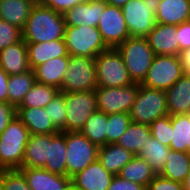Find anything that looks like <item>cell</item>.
Segmentation results:
<instances>
[{
  "label": "cell",
  "instance_id": "8d00e7d4",
  "mask_svg": "<svg viewBox=\"0 0 190 190\" xmlns=\"http://www.w3.org/2000/svg\"><path fill=\"white\" fill-rule=\"evenodd\" d=\"M65 108L64 92H59L45 107V111L48 112L51 122L61 132H65Z\"/></svg>",
  "mask_w": 190,
  "mask_h": 190
},
{
  "label": "cell",
  "instance_id": "ee69618b",
  "mask_svg": "<svg viewBox=\"0 0 190 190\" xmlns=\"http://www.w3.org/2000/svg\"><path fill=\"white\" fill-rule=\"evenodd\" d=\"M16 116V108L9 103L0 102V134L7 128L9 122Z\"/></svg>",
  "mask_w": 190,
  "mask_h": 190
},
{
  "label": "cell",
  "instance_id": "4fadbf2b",
  "mask_svg": "<svg viewBox=\"0 0 190 190\" xmlns=\"http://www.w3.org/2000/svg\"><path fill=\"white\" fill-rule=\"evenodd\" d=\"M97 28L108 48H117L130 37L122 9L106 5Z\"/></svg>",
  "mask_w": 190,
  "mask_h": 190
},
{
  "label": "cell",
  "instance_id": "e575fe53",
  "mask_svg": "<svg viewBox=\"0 0 190 190\" xmlns=\"http://www.w3.org/2000/svg\"><path fill=\"white\" fill-rule=\"evenodd\" d=\"M59 92L60 90L52 85L35 82L17 108H45Z\"/></svg>",
  "mask_w": 190,
  "mask_h": 190
},
{
  "label": "cell",
  "instance_id": "f6af8a7d",
  "mask_svg": "<svg viewBox=\"0 0 190 190\" xmlns=\"http://www.w3.org/2000/svg\"><path fill=\"white\" fill-rule=\"evenodd\" d=\"M107 190H146V187L122 179L120 176L116 175L112 179L111 184Z\"/></svg>",
  "mask_w": 190,
  "mask_h": 190
},
{
  "label": "cell",
  "instance_id": "bcb514c9",
  "mask_svg": "<svg viewBox=\"0 0 190 190\" xmlns=\"http://www.w3.org/2000/svg\"><path fill=\"white\" fill-rule=\"evenodd\" d=\"M8 79L9 75L0 68V102L8 103Z\"/></svg>",
  "mask_w": 190,
  "mask_h": 190
},
{
  "label": "cell",
  "instance_id": "ab89813d",
  "mask_svg": "<svg viewBox=\"0 0 190 190\" xmlns=\"http://www.w3.org/2000/svg\"><path fill=\"white\" fill-rule=\"evenodd\" d=\"M21 38V29L0 19V50L18 42Z\"/></svg>",
  "mask_w": 190,
  "mask_h": 190
},
{
  "label": "cell",
  "instance_id": "c3c4849f",
  "mask_svg": "<svg viewBox=\"0 0 190 190\" xmlns=\"http://www.w3.org/2000/svg\"><path fill=\"white\" fill-rule=\"evenodd\" d=\"M108 5L122 8L129 0H104Z\"/></svg>",
  "mask_w": 190,
  "mask_h": 190
},
{
  "label": "cell",
  "instance_id": "74e56055",
  "mask_svg": "<svg viewBox=\"0 0 190 190\" xmlns=\"http://www.w3.org/2000/svg\"><path fill=\"white\" fill-rule=\"evenodd\" d=\"M151 136L157 139L165 146H170L172 140V123L171 115L167 114L163 117L156 119L150 125Z\"/></svg>",
  "mask_w": 190,
  "mask_h": 190
},
{
  "label": "cell",
  "instance_id": "5b68a950",
  "mask_svg": "<svg viewBox=\"0 0 190 190\" xmlns=\"http://www.w3.org/2000/svg\"><path fill=\"white\" fill-rule=\"evenodd\" d=\"M131 122L150 125L168 113L166 91L139 84L136 100L129 112Z\"/></svg>",
  "mask_w": 190,
  "mask_h": 190
},
{
  "label": "cell",
  "instance_id": "f907efd6",
  "mask_svg": "<svg viewBox=\"0 0 190 190\" xmlns=\"http://www.w3.org/2000/svg\"><path fill=\"white\" fill-rule=\"evenodd\" d=\"M66 190H81L77 186H75L72 182L67 186Z\"/></svg>",
  "mask_w": 190,
  "mask_h": 190
},
{
  "label": "cell",
  "instance_id": "83f0119b",
  "mask_svg": "<svg viewBox=\"0 0 190 190\" xmlns=\"http://www.w3.org/2000/svg\"><path fill=\"white\" fill-rule=\"evenodd\" d=\"M156 173L150 167V164L143 158L135 155L120 171L122 179L148 187L150 181Z\"/></svg>",
  "mask_w": 190,
  "mask_h": 190
},
{
  "label": "cell",
  "instance_id": "cb8c5ba5",
  "mask_svg": "<svg viewBox=\"0 0 190 190\" xmlns=\"http://www.w3.org/2000/svg\"><path fill=\"white\" fill-rule=\"evenodd\" d=\"M51 134L30 135L21 167L43 168L48 159Z\"/></svg>",
  "mask_w": 190,
  "mask_h": 190
},
{
  "label": "cell",
  "instance_id": "7bdbcfd3",
  "mask_svg": "<svg viewBox=\"0 0 190 190\" xmlns=\"http://www.w3.org/2000/svg\"><path fill=\"white\" fill-rule=\"evenodd\" d=\"M177 42L180 45V52L190 47V21L176 26Z\"/></svg>",
  "mask_w": 190,
  "mask_h": 190
},
{
  "label": "cell",
  "instance_id": "3957f363",
  "mask_svg": "<svg viewBox=\"0 0 190 190\" xmlns=\"http://www.w3.org/2000/svg\"><path fill=\"white\" fill-rule=\"evenodd\" d=\"M117 50L123 57L132 81L141 84L155 57L147 38L129 37L117 47Z\"/></svg>",
  "mask_w": 190,
  "mask_h": 190
},
{
  "label": "cell",
  "instance_id": "836d02e7",
  "mask_svg": "<svg viewBox=\"0 0 190 190\" xmlns=\"http://www.w3.org/2000/svg\"><path fill=\"white\" fill-rule=\"evenodd\" d=\"M80 132L99 147L106 145L107 114L97 110L88 118Z\"/></svg>",
  "mask_w": 190,
  "mask_h": 190
},
{
  "label": "cell",
  "instance_id": "f35d334b",
  "mask_svg": "<svg viewBox=\"0 0 190 190\" xmlns=\"http://www.w3.org/2000/svg\"><path fill=\"white\" fill-rule=\"evenodd\" d=\"M0 183L5 190H31L19 169L0 170Z\"/></svg>",
  "mask_w": 190,
  "mask_h": 190
},
{
  "label": "cell",
  "instance_id": "d6a6232c",
  "mask_svg": "<svg viewBox=\"0 0 190 190\" xmlns=\"http://www.w3.org/2000/svg\"><path fill=\"white\" fill-rule=\"evenodd\" d=\"M172 140L169 148L190 152V114L171 115Z\"/></svg>",
  "mask_w": 190,
  "mask_h": 190
},
{
  "label": "cell",
  "instance_id": "2e32d148",
  "mask_svg": "<svg viewBox=\"0 0 190 190\" xmlns=\"http://www.w3.org/2000/svg\"><path fill=\"white\" fill-rule=\"evenodd\" d=\"M175 34L176 25L156 23L146 38L155 55L179 56L180 45Z\"/></svg>",
  "mask_w": 190,
  "mask_h": 190
},
{
  "label": "cell",
  "instance_id": "d6986e66",
  "mask_svg": "<svg viewBox=\"0 0 190 190\" xmlns=\"http://www.w3.org/2000/svg\"><path fill=\"white\" fill-rule=\"evenodd\" d=\"M0 68L9 76L31 70L28 62L27 45L22 38L0 50Z\"/></svg>",
  "mask_w": 190,
  "mask_h": 190
},
{
  "label": "cell",
  "instance_id": "7402d4cb",
  "mask_svg": "<svg viewBox=\"0 0 190 190\" xmlns=\"http://www.w3.org/2000/svg\"><path fill=\"white\" fill-rule=\"evenodd\" d=\"M169 115L190 114V76L183 74L166 90Z\"/></svg>",
  "mask_w": 190,
  "mask_h": 190
},
{
  "label": "cell",
  "instance_id": "681fc988",
  "mask_svg": "<svg viewBox=\"0 0 190 190\" xmlns=\"http://www.w3.org/2000/svg\"><path fill=\"white\" fill-rule=\"evenodd\" d=\"M183 184V190H190V170L187 173V176L185 177Z\"/></svg>",
  "mask_w": 190,
  "mask_h": 190
},
{
  "label": "cell",
  "instance_id": "8992f818",
  "mask_svg": "<svg viewBox=\"0 0 190 190\" xmlns=\"http://www.w3.org/2000/svg\"><path fill=\"white\" fill-rule=\"evenodd\" d=\"M64 41L69 55L95 58L108 49L100 31L94 26H66Z\"/></svg>",
  "mask_w": 190,
  "mask_h": 190
},
{
  "label": "cell",
  "instance_id": "ffe728a7",
  "mask_svg": "<svg viewBox=\"0 0 190 190\" xmlns=\"http://www.w3.org/2000/svg\"><path fill=\"white\" fill-rule=\"evenodd\" d=\"M26 45L28 62L32 70L49 59L70 56L67 52L64 39L39 43H26Z\"/></svg>",
  "mask_w": 190,
  "mask_h": 190
},
{
  "label": "cell",
  "instance_id": "52a82bcc",
  "mask_svg": "<svg viewBox=\"0 0 190 190\" xmlns=\"http://www.w3.org/2000/svg\"><path fill=\"white\" fill-rule=\"evenodd\" d=\"M97 86L95 58L70 55L60 92L91 91Z\"/></svg>",
  "mask_w": 190,
  "mask_h": 190
},
{
  "label": "cell",
  "instance_id": "8fae6325",
  "mask_svg": "<svg viewBox=\"0 0 190 190\" xmlns=\"http://www.w3.org/2000/svg\"><path fill=\"white\" fill-rule=\"evenodd\" d=\"M121 9L130 37L146 38L157 23L152 0H129Z\"/></svg>",
  "mask_w": 190,
  "mask_h": 190
},
{
  "label": "cell",
  "instance_id": "d4e9b609",
  "mask_svg": "<svg viewBox=\"0 0 190 190\" xmlns=\"http://www.w3.org/2000/svg\"><path fill=\"white\" fill-rule=\"evenodd\" d=\"M37 0H0V19L23 29Z\"/></svg>",
  "mask_w": 190,
  "mask_h": 190
},
{
  "label": "cell",
  "instance_id": "9a60e30c",
  "mask_svg": "<svg viewBox=\"0 0 190 190\" xmlns=\"http://www.w3.org/2000/svg\"><path fill=\"white\" fill-rule=\"evenodd\" d=\"M113 178L97 159L71 177V182L81 190H107Z\"/></svg>",
  "mask_w": 190,
  "mask_h": 190
},
{
  "label": "cell",
  "instance_id": "484cf974",
  "mask_svg": "<svg viewBox=\"0 0 190 190\" xmlns=\"http://www.w3.org/2000/svg\"><path fill=\"white\" fill-rule=\"evenodd\" d=\"M135 155L118 144H106L99 147L98 160L102 166L114 176L119 175L121 169Z\"/></svg>",
  "mask_w": 190,
  "mask_h": 190
},
{
  "label": "cell",
  "instance_id": "9c48e42d",
  "mask_svg": "<svg viewBox=\"0 0 190 190\" xmlns=\"http://www.w3.org/2000/svg\"><path fill=\"white\" fill-rule=\"evenodd\" d=\"M64 102L66 105L65 132L80 131L88 118L98 110L95 89L64 92Z\"/></svg>",
  "mask_w": 190,
  "mask_h": 190
},
{
  "label": "cell",
  "instance_id": "6da1fadb",
  "mask_svg": "<svg viewBox=\"0 0 190 190\" xmlns=\"http://www.w3.org/2000/svg\"><path fill=\"white\" fill-rule=\"evenodd\" d=\"M65 28L66 24L63 14L36 2L24 28L21 30L22 39L26 43L64 39Z\"/></svg>",
  "mask_w": 190,
  "mask_h": 190
},
{
  "label": "cell",
  "instance_id": "ba28073f",
  "mask_svg": "<svg viewBox=\"0 0 190 190\" xmlns=\"http://www.w3.org/2000/svg\"><path fill=\"white\" fill-rule=\"evenodd\" d=\"M66 176L71 178L98 159L99 146L80 131L66 132Z\"/></svg>",
  "mask_w": 190,
  "mask_h": 190
},
{
  "label": "cell",
  "instance_id": "4316f807",
  "mask_svg": "<svg viewBox=\"0 0 190 190\" xmlns=\"http://www.w3.org/2000/svg\"><path fill=\"white\" fill-rule=\"evenodd\" d=\"M66 152V132L51 134L48 159L43 168L57 175H66Z\"/></svg>",
  "mask_w": 190,
  "mask_h": 190
},
{
  "label": "cell",
  "instance_id": "44dd1931",
  "mask_svg": "<svg viewBox=\"0 0 190 190\" xmlns=\"http://www.w3.org/2000/svg\"><path fill=\"white\" fill-rule=\"evenodd\" d=\"M16 116L32 135L56 134L59 130L51 122L45 108H16Z\"/></svg>",
  "mask_w": 190,
  "mask_h": 190
},
{
  "label": "cell",
  "instance_id": "b9f144b4",
  "mask_svg": "<svg viewBox=\"0 0 190 190\" xmlns=\"http://www.w3.org/2000/svg\"><path fill=\"white\" fill-rule=\"evenodd\" d=\"M86 0H37V2L45 7L52 8L54 11L64 14L69 9L73 8Z\"/></svg>",
  "mask_w": 190,
  "mask_h": 190
},
{
  "label": "cell",
  "instance_id": "d590c367",
  "mask_svg": "<svg viewBox=\"0 0 190 190\" xmlns=\"http://www.w3.org/2000/svg\"><path fill=\"white\" fill-rule=\"evenodd\" d=\"M131 123L129 113H114L107 115V144H115Z\"/></svg>",
  "mask_w": 190,
  "mask_h": 190
},
{
  "label": "cell",
  "instance_id": "277c9868",
  "mask_svg": "<svg viewBox=\"0 0 190 190\" xmlns=\"http://www.w3.org/2000/svg\"><path fill=\"white\" fill-rule=\"evenodd\" d=\"M95 66L98 86L123 87L134 83L117 48H108L98 54Z\"/></svg>",
  "mask_w": 190,
  "mask_h": 190
},
{
  "label": "cell",
  "instance_id": "f546056e",
  "mask_svg": "<svg viewBox=\"0 0 190 190\" xmlns=\"http://www.w3.org/2000/svg\"><path fill=\"white\" fill-rule=\"evenodd\" d=\"M35 82V73L32 69L21 74L10 75L7 87L8 103L17 108Z\"/></svg>",
  "mask_w": 190,
  "mask_h": 190
},
{
  "label": "cell",
  "instance_id": "1f68e13d",
  "mask_svg": "<svg viewBox=\"0 0 190 190\" xmlns=\"http://www.w3.org/2000/svg\"><path fill=\"white\" fill-rule=\"evenodd\" d=\"M150 136L149 125L131 122L116 144L127 149L134 155H138Z\"/></svg>",
  "mask_w": 190,
  "mask_h": 190
},
{
  "label": "cell",
  "instance_id": "4dcf8cb0",
  "mask_svg": "<svg viewBox=\"0 0 190 190\" xmlns=\"http://www.w3.org/2000/svg\"><path fill=\"white\" fill-rule=\"evenodd\" d=\"M169 151L170 148L168 146L163 145L153 136H150L137 156L145 159L153 171L156 174H160L167 162Z\"/></svg>",
  "mask_w": 190,
  "mask_h": 190
},
{
  "label": "cell",
  "instance_id": "7a4b0ae2",
  "mask_svg": "<svg viewBox=\"0 0 190 190\" xmlns=\"http://www.w3.org/2000/svg\"><path fill=\"white\" fill-rule=\"evenodd\" d=\"M30 131L15 116L0 134V170L20 169Z\"/></svg>",
  "mask_w": 190,
  "mask_h": 190
},
{
  "label": "cell",
  "instance_id": "5bb4252c",
  "mask_svg": "<svg viewBox=\"0 0 190 190\" xmlns=\"http://www.w3.org/2000/svg\"><path fill=\"white\" fill-rule=\"evenodd\" d=\"M107 3L104 0H86L64 13L66 26L97 27Z\"/></svg>",
  "mask_w": 190,
  "mask_h": 190
},
{
  "label": "cell",
  "instance_id": "30bf717a",
  "mask_svg": "<svg viewBox=\"0 0 190 190\" xmlns=\"http://www.w3.org/2000/svg\"><path fill=\"white\" fill-rule=\"evenodd\" d=\"M184 74L179 56L155 55L141 85L166 91Z\"/></svg>",
  "mask_w": 190,
  "mask_h": 190
},
{
  "label": "cell",
  "instance_id": "60d3db41",
  "mask_svg": "<svg viewBox=\"0 0 190 190\" xmlns=\"http://www.w3.org/2000/svg\"><path fill=\"white\" fill-rule=\"evenodd\" d=\"M146 190H183V184L156 174Z\"/></svg>",
  "mask_w": 190,
  "mask_h": 190
},
{
  "label": "cell",
  "instance_id": "7c38bea8",
  "mask_svg": "<svg viewBox=\"0 0 190 190\" xmlns=\"http://www.w3.org/2000/svg\"><path fill=\"white\" fill-rule=\"evenodd\" d=\"M139 83H133L123 87L95 88L97 96V109L108 114L129 113L136 100Z\"/></svg>",
  "mask_w": 190,
  "mask_h": 190
},
{
  "label": "cell",
  "instance_id": "816d5d0a",
  "mask_svg": "<svg viewBox=\"0 0 190 190\" xmlns=\"http://www.w3.org/2000/svg\"><path fill=\"white\" fill-rule=\"evenodd\" d=\"M0 190H5L2 186V184L0 183Z\"/></svg>",
  "mask_w": 190,
  "mask_h": 190
},
{
  "label": "cell",
  "instance_id": "603a6c76",
  "mask_svg": "<svg viewBox=\"0 0 190 190\" xmlns=\"http://www.w3.org/2000/svg\"><path fill=\"white\" fill-rule=\"evenodd\" d=\"M69 64V56L55 57L37 66L33 71L36 82L61 88Z\"/></svg>",
  "mask_w": 190,
  "mask_h": 190
},
{
  "label": "cell",
  "instance_id": "e0dca14e",
  "mask_svg": "<svg viewBox=\"0 0 190 190\" xmlns=\"http://www.w3.org/2000/svg\"><path fill=\"white\" fill-rule=\"evenodd\" d=\"M154 9L157 23L177 26L190 21V0H156Z\"/></svg>",
  "mask_w": 190,
  "mask_h": 190
},
{
  "label": "cell",
  "instance_id": "7dc6e473",
  "mask_svg": "<svg viewBox=\"0 0 190 190\" xmlns=\"http://www.w3.org/2000/svg\"><path fill=\"white\" fill-rule=\"evenodd\" d=\"M179 57L183 66L184 74L190 76V47L181 51Z\"/></svg>",
  "mask_w": 190,
  "mask_h": 190
},
{
  "label": "cell",
  "instance_id": "ac0fdd59",
  "mask_svg": "<svg viewBox=\"0 0 190 190\" xmlns=\"http://www.w3.org/2000/svg\"><path fill=\"white\" fill-rule=\"evenodd\" d=\"M31 190H66L71 178L66 175H57L44 168L21 167Z\"/></svg>",
  "mask_w": 190,
  "mask_h": 190
},
{
  "label": "cell",
  "instance_id": "f1b7e54d",
  "mask_svg": "<svg viewBox=\"0 0 190 190\" xmlns=\"http://www.w3.org/2000/svg\"><path fill=\"white\" fill-rule=\"evenodd\" d=\"M189 170L190 152H179L170 149L167 156V162L160 175L167 179L182 183Z\"/></svg>",
  "mask_w": 190,
  "mask_h": 190
}]
</instances>
